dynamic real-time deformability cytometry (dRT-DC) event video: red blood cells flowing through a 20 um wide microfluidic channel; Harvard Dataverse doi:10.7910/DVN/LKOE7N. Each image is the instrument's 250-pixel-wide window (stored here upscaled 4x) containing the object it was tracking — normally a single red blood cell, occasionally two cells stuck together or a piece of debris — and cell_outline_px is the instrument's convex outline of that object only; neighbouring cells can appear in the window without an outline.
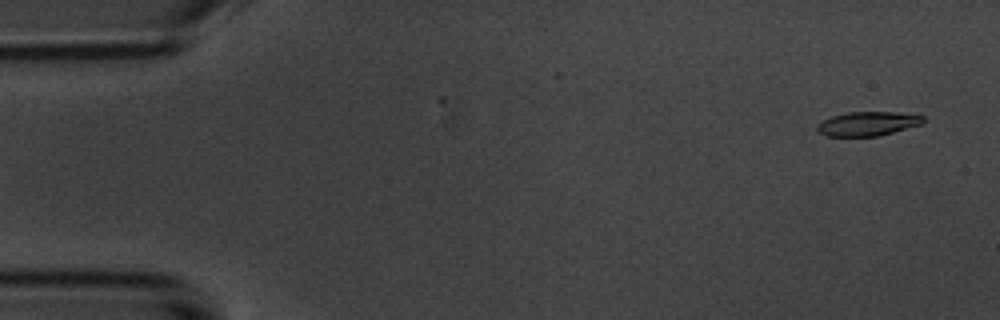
{"species": "common noctule bat (a hibernating species)", "species_latin": "Nyctalus noctula", "temperature_condition": "room temperature", "stored_images_in_passage": 2, "camera_frame_rate_fps": 3000, "um_per_image_px": 0.085, "animal": {"sex": "male", "body_mass_g": 20.1, "forearm_length_mm": 53.5}, "frame": {"image": 1, "passage_image": 1, "time_ms": 0.0, "image_size_px": [1000, 320], "cell_outline_px": [[924, 124], [876, 136], [828, 136], [820, 132], [816, 128], [816, 124], [832, 116], [848, 112], [896, 112], [924, 116]], "centroid_in_image_um": [73.77, 10.51], "position_along_channel_um": 11.2, "area_um2": 14.8}}